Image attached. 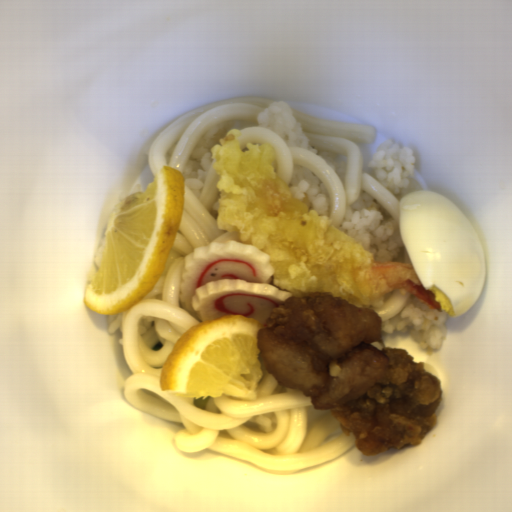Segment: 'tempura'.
<instances>
[{
    "mask_svg": "<svg viewBox=\"0 0 512 512\" xmlns=\"http://www.w3.org/2000/svg\"><path fill=\"white\" fill-rule=\"evenodd\" d=\"M233 128L210 147L218 177L216 228L267 254L273 284L292 297L330 292L371 309L390 293L442 311L432 289L404 262H377L348 234L296 197L267 143H241Z\"/></svg>",
    "mask_w": 512,
    "mask_h": 512,
    "instance_id": "1",
    "label": "tempura"
}]
</instances>
